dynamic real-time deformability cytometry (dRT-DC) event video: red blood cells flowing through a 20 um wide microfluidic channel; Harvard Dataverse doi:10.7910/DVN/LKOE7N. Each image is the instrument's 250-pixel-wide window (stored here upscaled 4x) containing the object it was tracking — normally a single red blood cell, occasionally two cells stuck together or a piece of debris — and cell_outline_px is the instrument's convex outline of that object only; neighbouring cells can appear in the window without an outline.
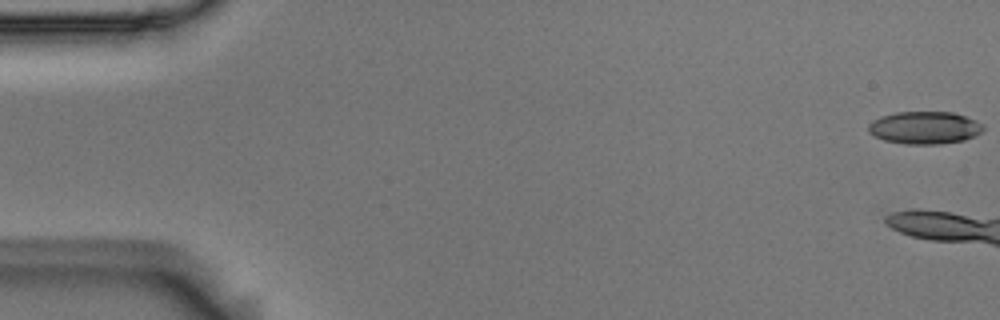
{"species": "Egyptian fruit bat (a non-hibernating species)", "species_latin": "Rousettus aegyptiacus", "temperature_condition": "room temperature", "stored_images_in_passage": 7, "camera_frame_rate_fps": 3000, "um_per_image_px": 0.085, "animal": {"sex": "male"}, "frame": {"image": 1, "passage_image": 1, "time_ms": 0.0, "image_size_px": [1000, 320], "cell_outline_px": [[984, 128], [980, 132], [964, 140], [940, 144], [904, 144], [884, 140], [868, 132], [868, 124], [872, 120], [880, 116], [896, 112], [952, 112], [976, 120], [984, 124]], "centroid_in_image_um": [78.57, 10.85], "position_along_channel_um": 6.4, "area_um2": 21.79}}